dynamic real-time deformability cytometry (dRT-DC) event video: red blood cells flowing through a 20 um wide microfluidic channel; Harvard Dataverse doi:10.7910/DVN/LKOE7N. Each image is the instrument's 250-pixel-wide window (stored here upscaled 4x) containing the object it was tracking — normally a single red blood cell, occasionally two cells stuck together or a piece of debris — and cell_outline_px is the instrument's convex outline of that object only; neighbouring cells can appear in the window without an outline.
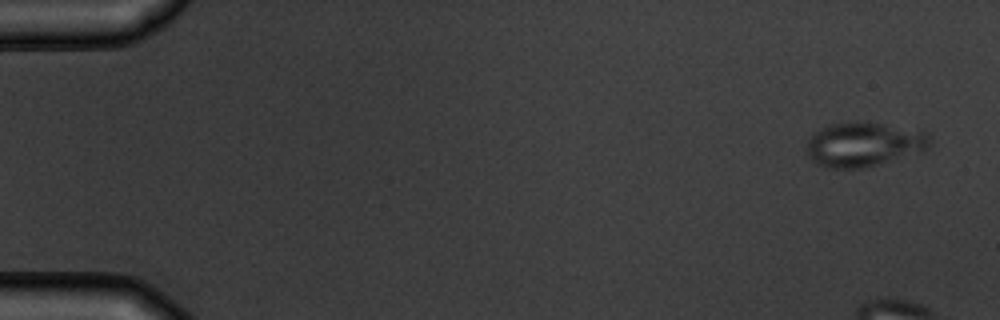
{"species": "common noctule bat (a hibernating species)", "species_latin": "Nyctalus noctula", "temperature_condition": "warm", "stored_images_in_passage": 6, "camera_frame_rate_fps": 3000, "um_per_image_px": 0.085, "animal": {"sex": "male", "body_mass_g": 19.5, "forearm_length_mm": 54.6}, "frame": {"image": 1, "passage_image": 1, "time_ms": 0.0, "image_size_px": [1000, 320], "cell_outline_px": [[932, 144], [924, 152], [864, 168], [828, 168], [812, 160], [808, 156], [804, 148], [812, 132], [828, 124], [856, 120], [884, 124], [928, 132], [932, 136]], "centroid_in_image_um": [73.44, 12.25], "position_along_channel_um": 11.6, "area_um2": 32.71}}